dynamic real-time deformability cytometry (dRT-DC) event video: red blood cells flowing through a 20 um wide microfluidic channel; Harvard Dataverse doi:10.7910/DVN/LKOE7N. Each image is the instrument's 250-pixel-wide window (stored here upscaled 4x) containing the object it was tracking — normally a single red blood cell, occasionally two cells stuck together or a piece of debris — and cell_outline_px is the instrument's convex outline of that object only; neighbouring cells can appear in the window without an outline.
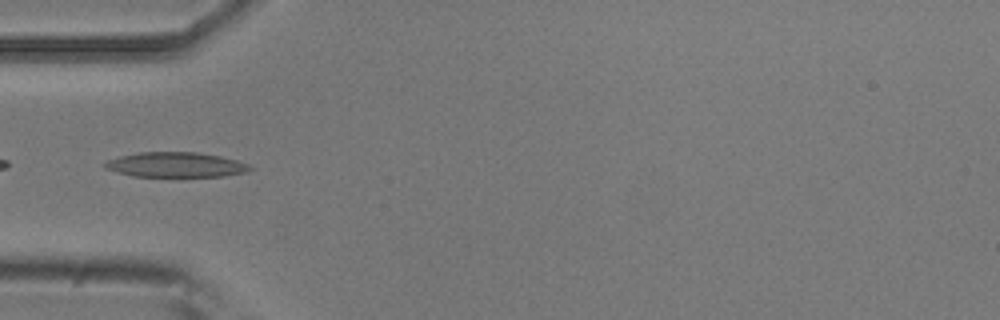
{"species": "common noctule bat (a hibernating species)", "species_latin": "Nyctalus noctula", "temperature_condition": "room temperature", "stored_images_in_passage": 6, "camera_frame_rate_fps": 3000, "um_per_image_px": 0.085, "animal": {"sex": "male", "body_mass_g": 20.5, "forearm_length_mm": 52.5}, "frame": {"image": 1, "passage_image": 5, "time_ms": 1.333, "image_size_px": [1000, 320], "cell_outline_px": [[252, 168], [244, 172], [224, 176], [132, 176], [104, 168], [100, 164], [108, 160], [120, 156], [140, 152], [196, 152], [220, 156], [236, 160], [248, 164]], "centroid_in_image_um": [14.88, 14.0], "position_along_channel_um": 70.1, "area_um2": 20.92}}
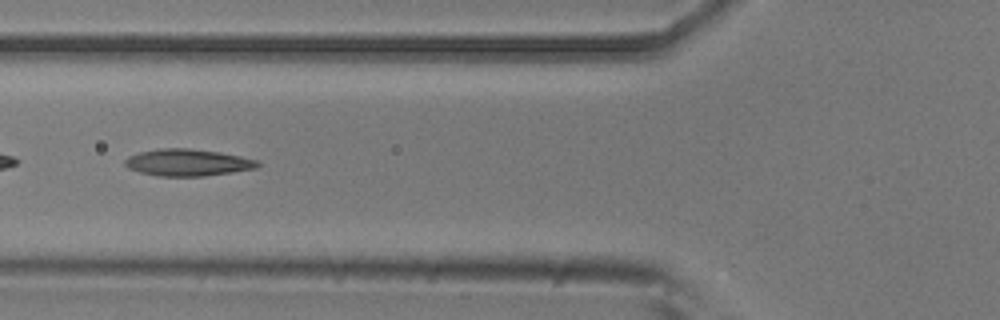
{"frame": {"image": 2, "passage_image": 6, "time_ms": 1.667, "image_size_px": [1000, 320], "cell_outline_px": [[260, 164], [256, 168], [232, 172], [204, 176], [156, 176], [140, 172], [128, 168], [124, 164], [124, 160], [128, 156], [140, 152], [160, 148], [188, 148], [220, 152], [260, 160]], "centroid_in_image_um": [15.95, 13.81], "position_along_channel_um": 109.8, "area_um2": 20.87}}